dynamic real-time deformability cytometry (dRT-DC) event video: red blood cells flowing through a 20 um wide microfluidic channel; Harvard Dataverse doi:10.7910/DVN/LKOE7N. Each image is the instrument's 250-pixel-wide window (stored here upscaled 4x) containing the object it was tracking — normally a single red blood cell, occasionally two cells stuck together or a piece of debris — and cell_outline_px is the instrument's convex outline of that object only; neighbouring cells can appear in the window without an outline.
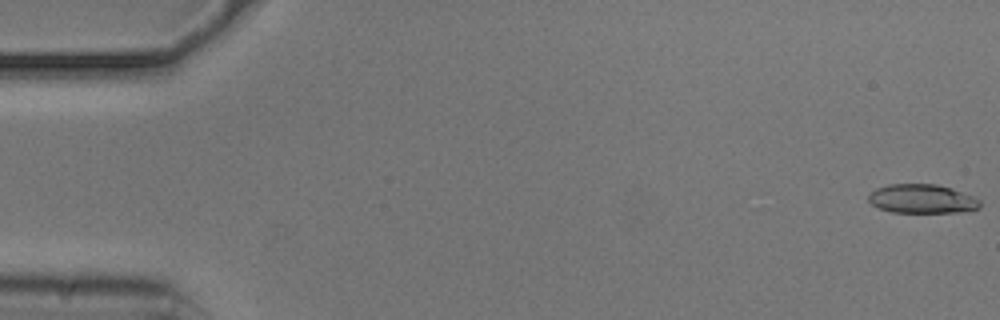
{"species": "common noctule bat (a hibernating species)", "species_latin": "Nyctalus noctula", "temperature_condition": "cold", "stored_images_in_passage": 16, "camera_frame_rate_fps": 3000, "um_per_image_px": 0.085, "animal": {"sex": "male", "body_mass_g": 20.5, "forearm_length_mm": 52.5}, "frame": {"image": 1, "passage_image": 1, "time_ms": 0.0, "image_size_px": [1000, 320], "cell_outline_px": [[980, 208], [960, 212], [892, 212], [880, 208], [872, 204], [868, 200], [868, 196], [876, 188], [888, 184], [936, 184], [952, 188], [972, 196], [980, 200]], "centroid_in_image_um": [78.38, 16.89], "position_along_channel_um": 6.6, "area_um2": 18.73}}
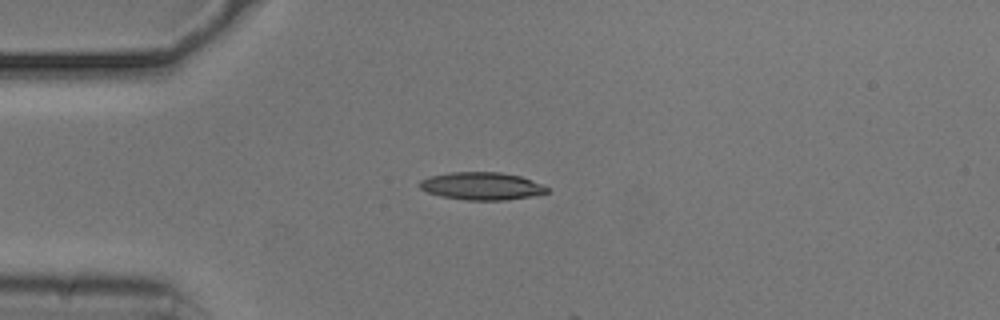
{"frame": {"image": 2, "passage_image": 14, "time_ms": 4.333, "image_size_px": [1000, 320], "cell_outline_px": [[548, 192], [532, 196], [508, 200], [468, 200], [440, 196], [428, 192], [420, 188], [420, 180], [428, 176], [448, 172], [500, 172], [520, 176], [544, 184], [548, 188]], "centroid_in_image_um": [40.95, 15.81], "position_along_channel_um": 44.0, "area_um2": 20.63}}